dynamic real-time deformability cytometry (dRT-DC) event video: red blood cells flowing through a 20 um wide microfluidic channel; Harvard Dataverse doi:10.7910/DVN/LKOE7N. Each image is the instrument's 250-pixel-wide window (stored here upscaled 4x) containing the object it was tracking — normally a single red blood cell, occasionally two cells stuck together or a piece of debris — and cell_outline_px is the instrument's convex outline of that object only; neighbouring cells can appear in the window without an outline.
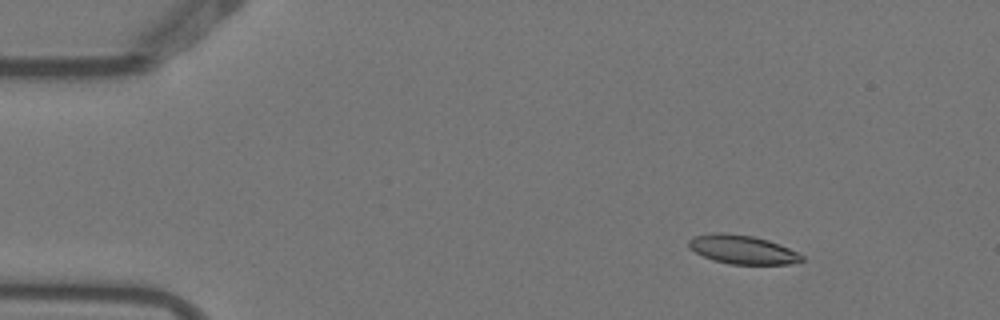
{"species": "Egyptian fruit bat (a non-hibernating species)", "species_latin": "Rousettus aegyptiacus", "temperature_condition": "warm", "stored_images_in_passage": 6, "camera_frame_rate_fps": 3000, "um_per_image_px": 0.085, "animal": {"sex": "female"}, "frame": {"image": 1, "passage_image": 2, "time_ms": 0.333, "image_size_px": [1000, 320], "cell_outline_px": [[804, 260], [788, 264], [728, 264], [712, 260], [688, 248], [688, 240], [692, 236], [712, 232], [724, 232], [752, 236], [768, 240], [780, 244], [804, 256]], "centroid_in_image_um": [63.06, 21.2], "position_along_channel_um": 21.9, "area_um2": 19.07}}
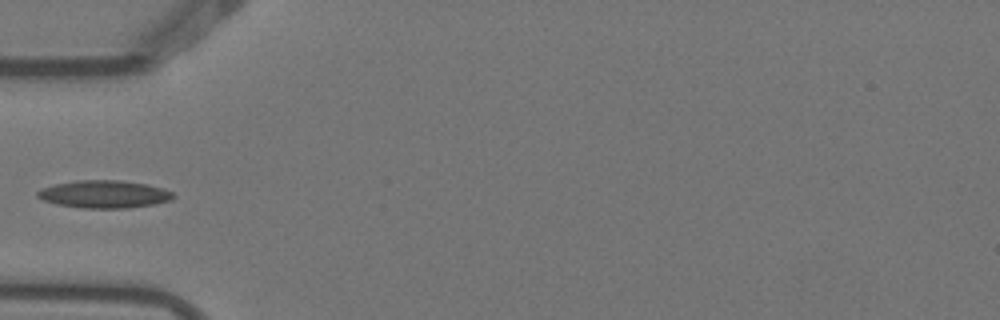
{"frame": {"image": 2, "passage_image": 5, "time_ms": 1.333, "image_size_px": [1000, 320], "cell_outline_px": [[176, 196], [172, 200], [152, 204], [128, 208], [80, 208], [56, 204], [44, 200], [36, 196], [36, 192], [40, 188], [56, 184], [76, 180], [120, 180], [148, 184], [164, 188], [172, 192]], "centroid_in_image_um": [8.86, 16.5], "position_along_channel_um": 76.1, "area_um2": 22.02}}
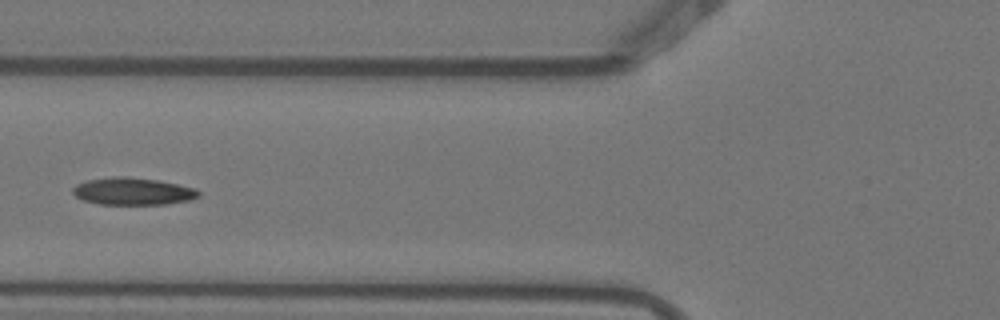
{"frame": {"image": 3, "passage_image": 6, "time_ms": 1.667, "image_size_px": [1000, 320], "cell_outline_px": [[200, 196], [188, 200], [164, 204], [100, 204], [84, 200], [76, 196], [72, 192], [72, 188], [76, 184], [88, 180], [112, 176], [128, 176], [156, 180], [196, 188], [200, 192]], "centroid_in_image_um": [11.27, 16.25], "position_along_channel_um": 114.5, "area_um2": 19.88}}